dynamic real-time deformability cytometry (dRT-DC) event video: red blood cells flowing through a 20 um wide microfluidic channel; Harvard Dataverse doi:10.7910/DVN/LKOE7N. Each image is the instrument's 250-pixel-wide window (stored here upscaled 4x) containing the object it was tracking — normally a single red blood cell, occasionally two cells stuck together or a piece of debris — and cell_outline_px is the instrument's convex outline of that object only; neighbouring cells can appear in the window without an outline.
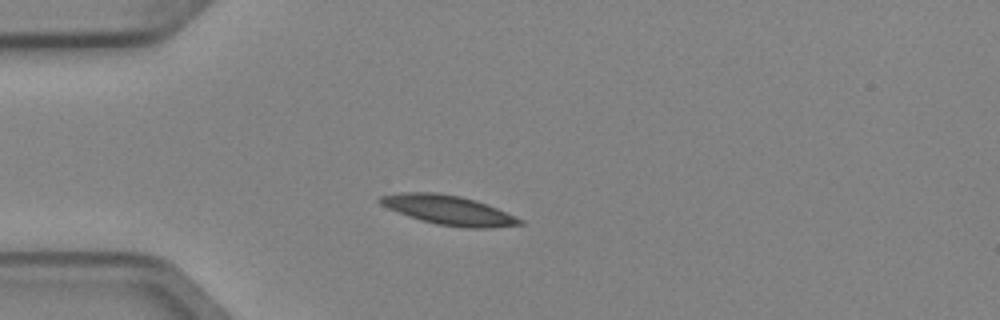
{"species": "Egyptian fruit bat (a non-hibernating species)", "species_latin": "Rousettus aegyptiacus", "temperature_condition": "cold", "stored_images_in_passage": 3, "camera_frame_rate_fps": 3000, "um_per_image_px": 0.085, "animal": {"sex": "female"}, "frame": {"image": 1, "passage_image": 3, "time_ms": 0.667, "image_size_px": [1000, 320], "cell_outline_px": [[524, 224], [488, 228], [468, 228], [436, 224], [388, 208], [380, 204], [376, 200], [380, 196], [404, 192], [440, 192], [460, 196], [476, 200], [496, 208], [524, 220]], "centroid_in_image_um": [38.14, 17.85], "position_along_channel_um": 46.9, "area_um2": 23.64}}